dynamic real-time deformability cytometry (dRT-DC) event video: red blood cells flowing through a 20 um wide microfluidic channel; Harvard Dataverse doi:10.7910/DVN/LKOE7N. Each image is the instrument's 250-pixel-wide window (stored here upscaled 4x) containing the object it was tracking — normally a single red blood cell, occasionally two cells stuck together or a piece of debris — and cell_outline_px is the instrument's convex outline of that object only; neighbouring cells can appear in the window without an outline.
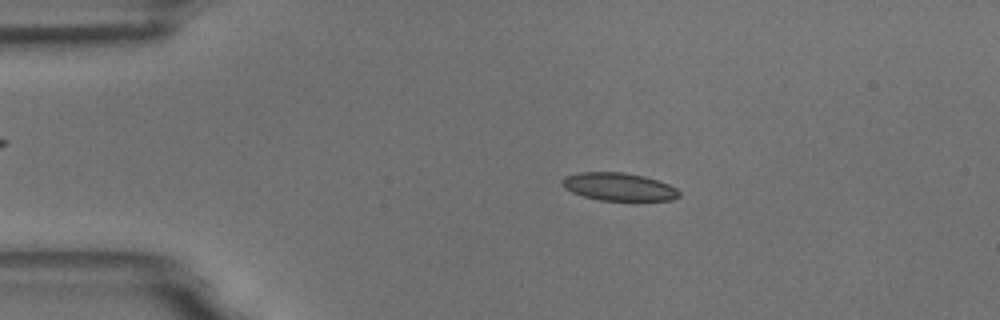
{"species": "common noctule bat (a hibernating species)", "species_latin": "Nyctalus noctula", "temperature_condition": "room temperature", "stored_images_in_passage": 5, "segment_of_instrument_passage": [1, 2], "camera_frame_rate_fps": 3000, "um_per_image_px": 0.085, "animal": {"sex": "male", "body_mass_g": 18.8}, "frame": {"image": 1, "passage_image": 3, "time_ms": 2.333, "image_size_px": [1000, 320], "cell_outline_px": [[680, 196], [672, 200], [600, 200], [584, 196], [572, 192], [564, 188], [560, 184], [560, 180], [564, 176], [580, 172], [624, 172], [644, 176], [668, 184], [676, 188], [680, 192]], "centroid_in_image_um": [52.56, 15.86], "position_along_channel_um": 32.4, "area_um2": 19.02}}